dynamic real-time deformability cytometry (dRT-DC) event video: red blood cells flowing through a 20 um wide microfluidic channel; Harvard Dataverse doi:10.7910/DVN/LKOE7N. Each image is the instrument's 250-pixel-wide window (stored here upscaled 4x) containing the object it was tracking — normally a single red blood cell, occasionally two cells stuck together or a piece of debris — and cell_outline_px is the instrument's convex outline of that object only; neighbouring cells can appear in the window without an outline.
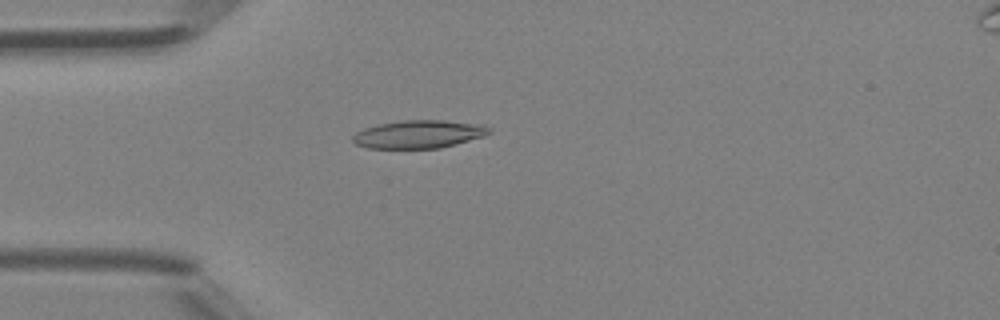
{"species": "Egyptian fruit bat (a non-hibernating species)", "species_latin": "Rousettus aegyptiacus", "temperature_condition": "room temperature", "stored_images_in_passage": 47, "camera_frame_rate_fps": 3000, "um_per_image_px": 0.085, "animal": {"sex": "female"}, "frame": {"image": 1, "passage_image": 13, "time_ms": 4.0, "image_size_px": [1000, 320], "cell_outline_px": [[492, 132], [484, 136], [456, 144], [440, 148], [368, 148], [356, 144], [352, 140], [352, 136], [356, 132], [364, 128], [380, 124], [404, 120], [444, 120], [480, 124], [492, 128]], "centroid_in_image_um": [35.62, 11.4], "position_along_channel_um": 49.4, "area_um2": 22.25}}
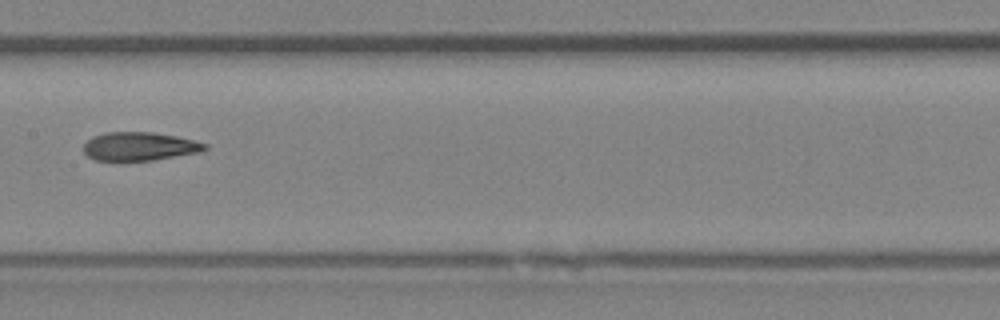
{"frame": {"image": 2, "passage_image": 24, "time_ms": 7.667, "image_size_px": [1000, 320], "cell_outline_px": [[208, 148], [200, 152], [152, 160], [96, 160], [88, 156], [84, 152], [84, 144], [92, 136], [104, 132], [152, 132], [176, 136], [208, 144]], "centroid_in_image_um": [11.85, 12.43], "position_along_channel_um": 195.5, "area_um2": 20.0}}
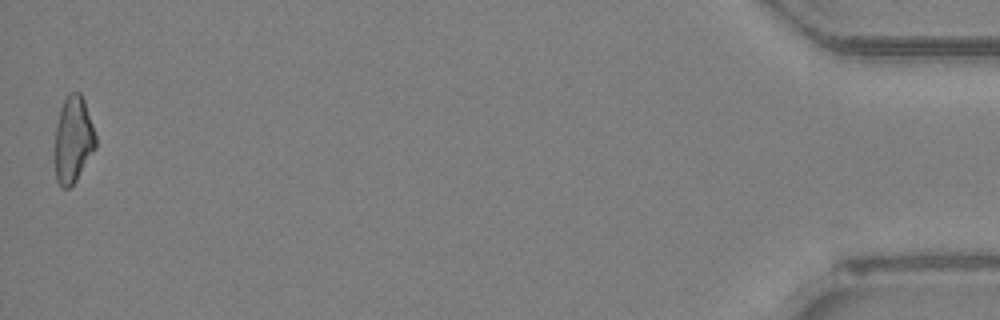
{"frame": {"image": 3, "passage_image": 47, "time_ms": 15.333, "image_size_px": [1000, 320], "cell_outline_px": [[96, 148], [76, 180], [68, 188], [60, 188], [56, 180], [52, 156], [52, 148], [56, 124], [60, 108], [64, 100], [72, 92], [80, 92], [84, 100], [96, 136]], "centroid_in_image_um": [6.16, 11.92], "position_along_channel_um": 429.0, "area_um2": 21.21}, "authors_computed_cell_mechanics": {"area_um2": 21.2704, "velocity_mm_per_s": 4.3088, "shape_relaxation_time_tau1_ms": 6.3513, "shape_relaxation_time_tau2_ms": 2.4246, "deformation_change_tau1": 0.2152, "deformation_change_tau2": 0.1129}}